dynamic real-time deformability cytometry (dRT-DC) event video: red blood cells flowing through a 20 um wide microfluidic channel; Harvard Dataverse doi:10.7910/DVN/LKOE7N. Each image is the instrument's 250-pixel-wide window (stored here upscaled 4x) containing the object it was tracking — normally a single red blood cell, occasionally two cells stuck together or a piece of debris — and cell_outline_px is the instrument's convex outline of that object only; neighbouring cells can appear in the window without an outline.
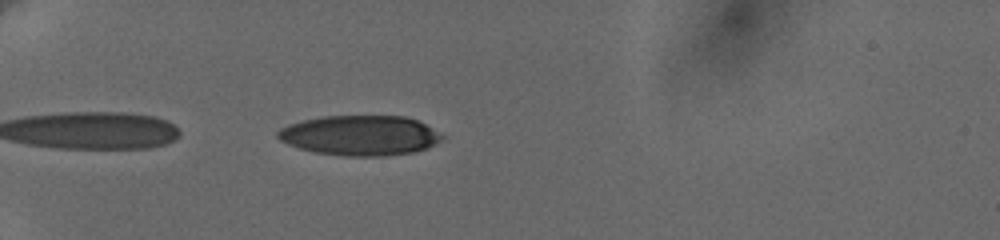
{"species": "human", "species_latin": "Homo sapiens", "temperature_condition": "cold", "stored_images_in_passage": 7, "camera_frame_rate_fps": 3000, "um_per_image_px": 0.085, "donor": {"sex": "female"}, "frame": {"image": 1, "passage_image": 2, "time_ms": 0.333, "image_size_px": [1000, 240], "cell_outline_px": [[444, 136], [436, 144], [428, 148], [412, 152], [380, 156], [344, 156], [316, 152], [300, 148], [288, 144], [280, 140], [276, 136], [276, 132], [280, 128], [288, 124], [300, 120], [320, 116], [404, 116], [416, 120], [424, 124]], "centroid_in_image_um": [30.56, 11.5], "position_along_channel_um": 54.4, "area_um2": 38.26}}
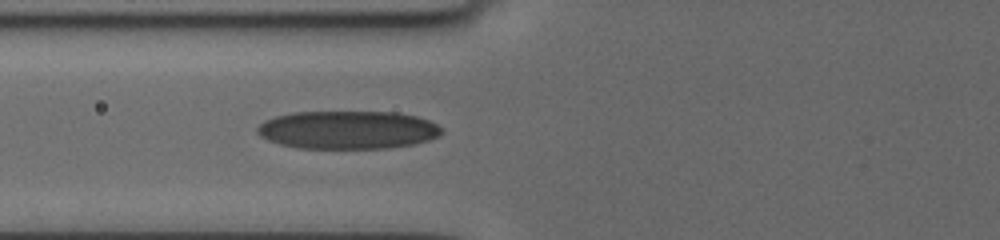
{"frame": {"image": 2, "passage_image": 7, "time_ms": 2.333, "image_size_px": [1000, 240], "cell_outline_px": [[444, 132], [440, 136], [428, 140], [412, 144], [384, 148], [300, 148], [280, 144], [268, 140], [260, 136], [256, 132], [256, 128], [264, 120], [276, 116], [292, 112], [396, 112], [416, 116], [428, 120], [436, 124]], "centroid_in_image_um": [29.54, 11.03], "position_along_channel_um": 96.3, "area_um2": 40.98}}